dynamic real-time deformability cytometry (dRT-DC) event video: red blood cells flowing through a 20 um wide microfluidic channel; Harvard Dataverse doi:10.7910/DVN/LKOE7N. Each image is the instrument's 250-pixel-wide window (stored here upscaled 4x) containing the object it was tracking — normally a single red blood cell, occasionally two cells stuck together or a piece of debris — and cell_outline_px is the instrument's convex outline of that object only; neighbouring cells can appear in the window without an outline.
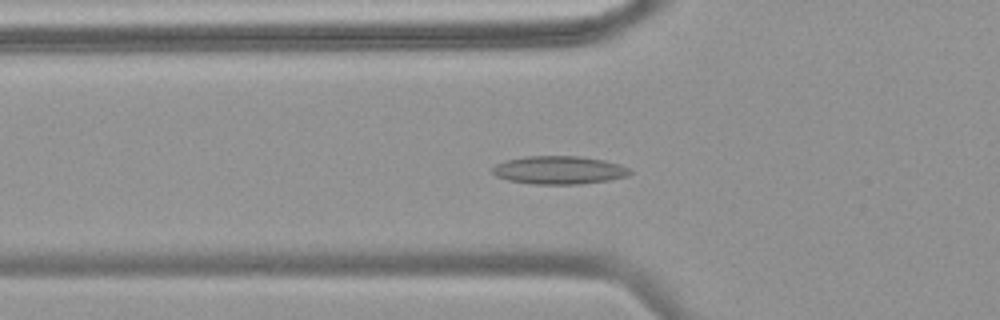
{"species": "common noctule bat (a hibernating species)", "species_latin": "Nyctalus noctula", "temperature_condition": "warm", "stored_images_in_passage": 50, "camera_frame_rate_fps": 3000, "um_per_image_px": 0.085, "animal": {"sex": "female", "body_mass_g": 18.4}, "frame": {"image": 1, "passage_image": 18, "time_ms": 5.667, "image_size_px": [1000, 320], "cell_outline_px": [[632, 172], [628, 176], [608, 180], [580, 184], [532, 184], [508, 180], [496, 176], [492, 172], [492, 168], [496, 164], [504, 160], [524, 156], [580, 156], [604, 160], [620, 164], [628, 168]], "centroid_in_image_um": [47.5, 14.45], "position_along_channel_um": 78.3, "area_um2": 22.66}}
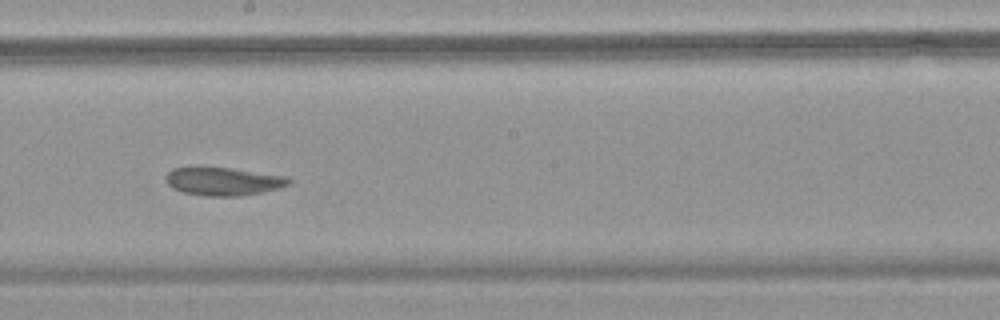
{"frame": {"image": 2, "passage_image": 29, "time_ms": 9.333, "image_size_px": [1000, 320], "cell_outline_px": [[292, 180], [288, 184], [280, 188], [240, 196], [208, 196], [184, 192], [172, 188], [164, 180], [164, 176], [172, 168], [196, 164], [232, 168], [284, 176]], "centroid_in_image_um": [18.87, 15.37], "position_along_channel_um": 229.3, "area_um2": 20.75}}
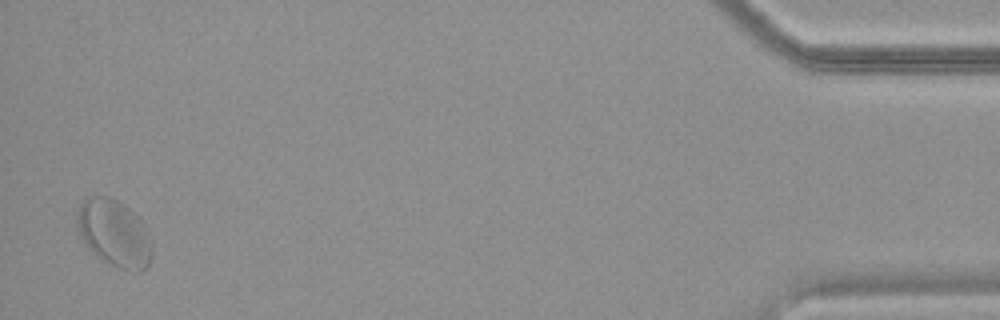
{"frame": {"image": 3, "passage_image": 49, "time_ms": 16.0, "image_size_px": [1000, 320], "cell_outline_px": [[152, 256], [148, 268], [140, 272], [136, 272], [120, 268], [108, 264], [96, 256], [88, 248], [80, 236], [76, 220], [80, 204], [88, 196], [108, 196], [124, 204], [144, 224], [148, 232], [152, 244]], "centroid_in_image_um": [9.73, 19.85], "position_along_channel_um": 425.5, "area_um2": 29.48}}